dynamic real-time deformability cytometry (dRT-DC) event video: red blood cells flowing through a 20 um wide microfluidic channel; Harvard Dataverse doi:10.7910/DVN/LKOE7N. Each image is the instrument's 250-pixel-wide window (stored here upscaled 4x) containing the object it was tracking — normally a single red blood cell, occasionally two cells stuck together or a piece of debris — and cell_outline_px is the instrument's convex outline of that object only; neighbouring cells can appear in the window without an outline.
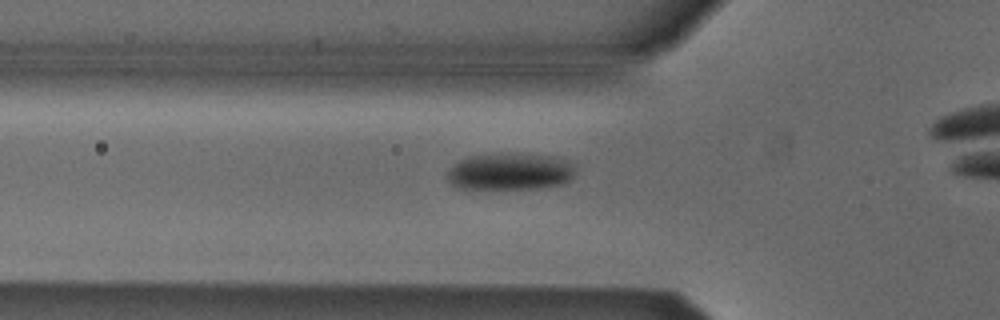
{"species": "Egyptian fruit bat (a non-hibernating species)", "species_latin": "Rousettus aegyptiacus", "temperature_condition": "cold", "stored_images_in_passage": 31, "camera_frame_rate_fps": 3000, "um_per_image_px": 0.085, "animal": {"sex": "male"}, "frame": {"image": 1, "passage_image": 6, "time_ms": 1.667, "image_size_px": [1000, 320], "cell_outline_px": [[576, 172], [568, 180], [560, 184], [536, 188], [460, 188], [452, 184], [448, 180], [448, 172], [452, 164], [468, 156], [508, 152], [520, 152], [560, 156], [568, 160], [572, 164]], "centroid_in_image_um": [43.38, 14.53], "position_along_channel_um": 82.4, "area_um2": 27.98}}
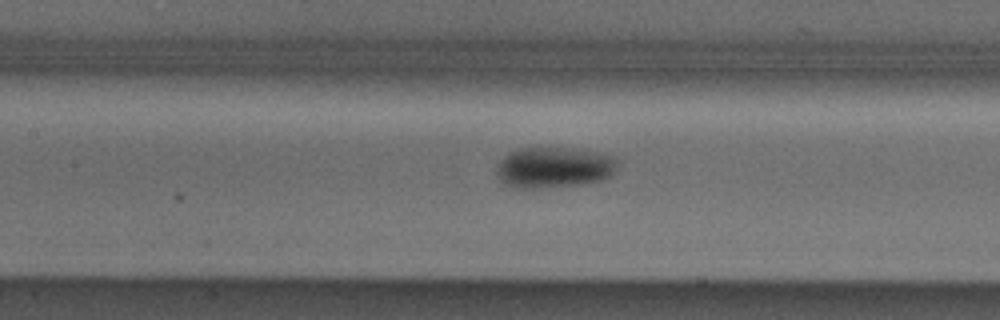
{"frame": {"image": 2, "passage_image": 12, "time_ms": 3.667, "image_size_px": [1000, 320], "cell_outline_px": [[620, 160], [612, 176], [600, 180], [580, 184], [532, 188], [512, 188], [504, 184], [500, 180], [496, 172], [500, 160], [508, 152], [520, 148], [580, 148], [616, 156]], "centroid_in_image_um": [47.12, 14.21], "position_along_channel_um": 160.3, "area_um2": 29.13}}
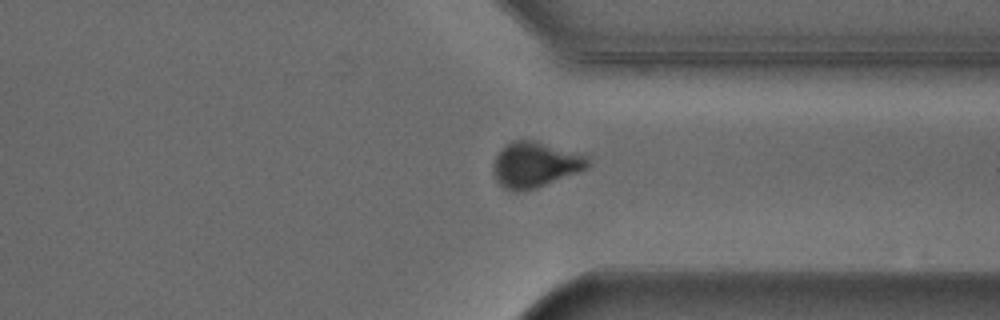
{"frame": {"image": 3, "passage_image": 28, "time_ms": 9.0, "image_size_px": [1000, 320], "cell_outline_px": [[592, 164], [588, 168], [544, 184], [520, 192], [512, 192], [504, 188], [496, 180], [492, 172], [492, 164], [496, 156], [512, 140], [532, 140], [588, 156]], "centroid_in_image_um": [45.46, 14.0], "position_along_channel_um": 365.9, "area_um2": 24.68}}